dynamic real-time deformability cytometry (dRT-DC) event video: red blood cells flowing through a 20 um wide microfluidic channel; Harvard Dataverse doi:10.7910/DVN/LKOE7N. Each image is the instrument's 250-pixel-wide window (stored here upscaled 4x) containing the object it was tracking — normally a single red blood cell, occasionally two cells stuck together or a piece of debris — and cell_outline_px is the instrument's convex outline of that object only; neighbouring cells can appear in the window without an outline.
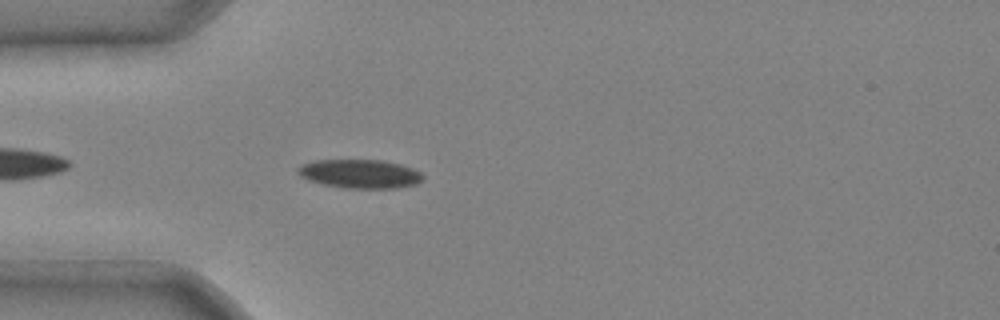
{"species": "common noctule bat (a hibernating species)", "species_latin": "Nyctalus noctula", "temperature_condition": "cold", "stored_images_in_passage": 4, "camera_frame_rate_fps": 3000, "um_per_image_px": 0.085, "animal": {"sex": "male", "body_mass_g": 20.4}, "frame": {"image": 1, "passage_image": 4, "time_ms": 1.0, "image_size_px": [1000, 320], "cell_outline_px": [[424, 180], [416, 184], [396, 188], [344, 188], [324, 184], [308, 180], [300, 176], [296, 172], [296, 168], [300, 164], [316, 160], [380, 160], [400, 164], [412, 168], [420, 172], [424, 176]], "centroid_in_image_um": [30.58, 14.77], "position_along_channel_um": 54.4, "area_um2": 21.1}}